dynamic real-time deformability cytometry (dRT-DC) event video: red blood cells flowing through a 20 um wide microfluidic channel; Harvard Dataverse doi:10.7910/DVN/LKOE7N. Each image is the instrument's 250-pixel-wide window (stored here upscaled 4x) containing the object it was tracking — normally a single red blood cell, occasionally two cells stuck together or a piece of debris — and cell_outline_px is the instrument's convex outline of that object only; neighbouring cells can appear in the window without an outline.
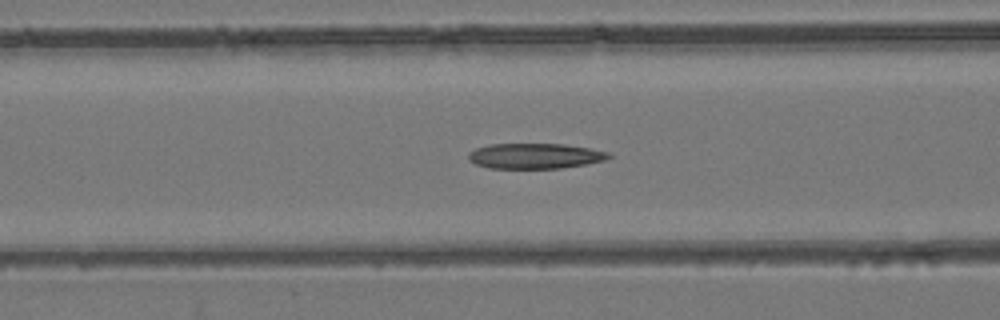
{"species": "common noctule bat (a hibernating species)", "species_latin": "Nyctalus noctula", "temperature_condition": "room temperature", "stored_images_in_passage": 38, "camera_frame_rate_fps": 3000, "um_per_image_px": 0.085, "animal": {"sex": "female", "body_mass_g": 24.6, "forearm_length_mm": 56.2}, "frame": {"image": 1, "passage_image": 16, "time_ms": 5.0, "image_size_px": [1000, 320], "cell_outline_px": [[612, 156], [604, 160], [588, 164], [560, 168], [488, 168], [476, 164], [468, 160], [468, 152], [476, 148], [488, 144], [564, 144], [588, 148], [608, 152]], "centroid_in_image_um": [45.44, 13.26], "position_along_channel_um": 121.2, "area_um2": 20.75}}
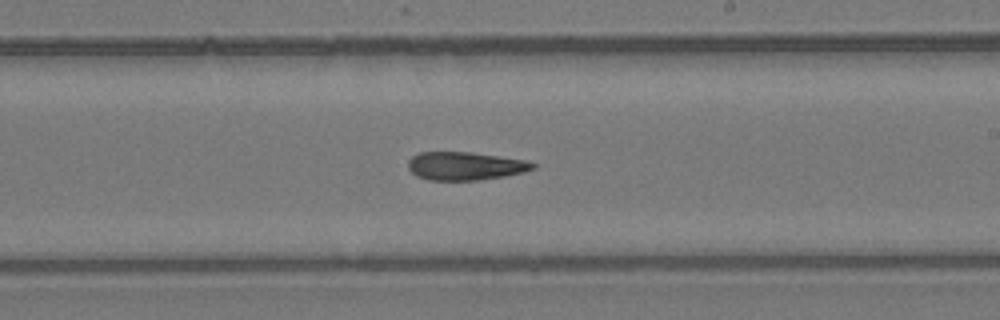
{"frame": {"image": 2, "passage_image": 26, "time_ms": 8.333, "image_size_px": [1000, 320], "cell_outline_px": [[536, 168], [524, 172], [504, 176], [476, 180], [428, 180], [416, 176], [408, 168], [408, 160], [412, 156], [420, 152], [472, 152], [524, 160], [536, 164]], "centroid_in_image_um": [39.52, 14.11], "position_along_channel_um": 249.5, "area_um2": 20.46}}
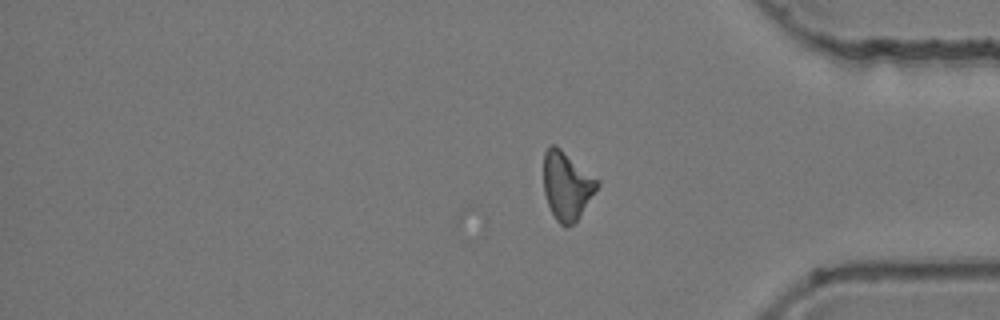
{"frame": {"image": 3, "passage_image": 38, "time_ms": 12.333, "image_size_px": [1000, 320], "cell_outline_px": [[600, 184], [580, 216], [572, 224], [560, 224], [556, 220], [548, 204], [544, 192], [544, 152], [552, 144], [556, 144], [600, 180]], "centroid_in_image_um": [48.19, 15.74], "position_along_channel_um": 387.0, "area_um2": 21.21}, "authors_computed_cell_mechanics": {"area_um2": 21.386, "velocity_mm_per_s": 3.8486, "shape_relaxation_time_tau1_ms": null, "shape_relaxation_time_tau2_ms": 3.7047, "deformation_change_tau1": null, "deformation_change_tau2": 0.1263}}